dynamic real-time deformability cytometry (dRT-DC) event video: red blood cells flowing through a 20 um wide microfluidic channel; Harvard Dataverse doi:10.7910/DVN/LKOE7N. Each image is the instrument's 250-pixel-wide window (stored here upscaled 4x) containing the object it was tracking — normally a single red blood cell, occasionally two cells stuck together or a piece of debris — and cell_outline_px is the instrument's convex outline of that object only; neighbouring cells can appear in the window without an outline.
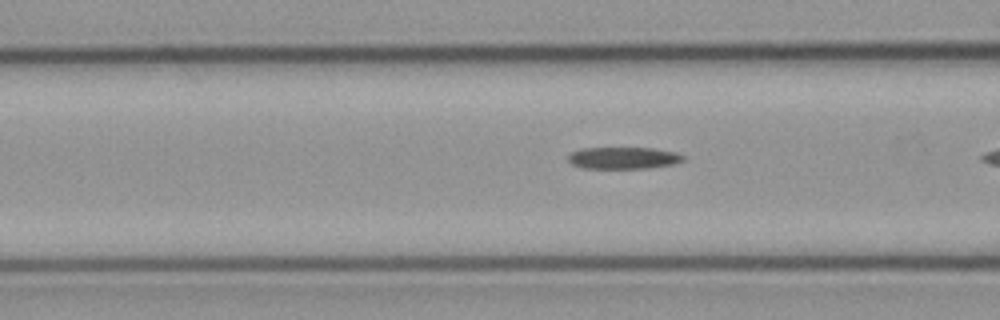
{"species": "common noctule bat (a hibernating species)", "species_latin": "Nyctalus noctula", "temperature_condition": "cold", "stored_images_in_passage": 17, "camera_frame_rate_fps": 3000, "um_per_image_px": 0.085, "animal": {"sex": "male", "body_mass_g": 23.1, "forearm_length_mm": 52.7}, "frame": {"image": 1, "passage_image": 15, "time_ms": 4.667, "image_size_px": [1000, 320], "cell_outline_px": [[684, 160], [672, 164], [648, 168], [584, 168], [572, 164], [568, 160], [568, 156], [572, 152], [580, 148], [652, 148], [676, 152], [684, 156]], "centroid_in_image_um": [52.98, 13.42], "position_along_channel_um": 113.6, "area_um2": 14.57}}